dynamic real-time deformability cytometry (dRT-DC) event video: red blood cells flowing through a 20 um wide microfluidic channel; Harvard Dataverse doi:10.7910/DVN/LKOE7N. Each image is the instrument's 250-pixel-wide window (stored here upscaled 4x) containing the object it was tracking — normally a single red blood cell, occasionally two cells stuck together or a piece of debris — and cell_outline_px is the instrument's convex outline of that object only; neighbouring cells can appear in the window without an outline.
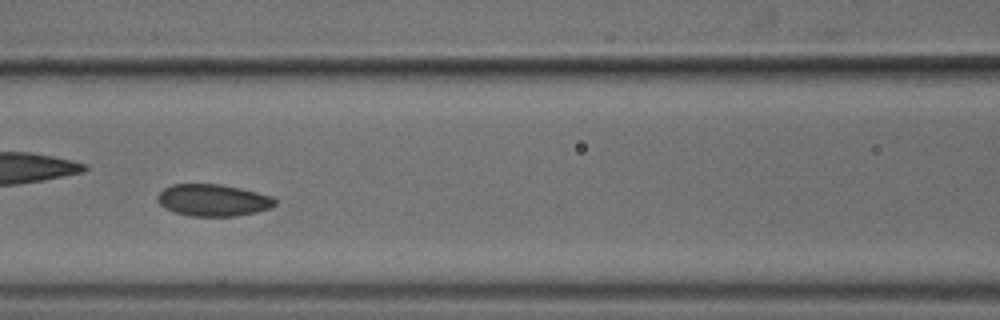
{"species": "common noctule bat (a hibernating species)", "species_latin": "Nyctalus noctula", "temperature_condition": "cold", "stored_images_in_passage": 41, "camera_frame_rate_fps": 3000, "um_per_image_px": 0.085, "animal": {"sex": "male", "body_mass_g": 18.8}, "frame": {"image": 1, "passage_image": 18, "time_ms": 5.667, "image_size_px": [1000, 320], "cell_outline_px": [[276, 204], [268, 208], [256, 212], [236, 216], [188, 216], [164, 208], [156, 200], [156, 196], [164, 188], [172, 184], [220, 184], [240, 188], [272, 196], [276, 200]], "centroid_in_image_um": [18.08, 17.01], "position_along_channel_um": 148.5, "area_um2": 21.85}, "authors_computed_cell_mechanics": {"area_um2": 22.1374, "velocity_mm_per_s": 3.7224, "shape_relaxation_time_tau1_ms": null, "shape_relaxation_time_tau2_ms": 5.8099, "deformation_change_tau1": null, "deformation_change_tau2": 0.0632}}